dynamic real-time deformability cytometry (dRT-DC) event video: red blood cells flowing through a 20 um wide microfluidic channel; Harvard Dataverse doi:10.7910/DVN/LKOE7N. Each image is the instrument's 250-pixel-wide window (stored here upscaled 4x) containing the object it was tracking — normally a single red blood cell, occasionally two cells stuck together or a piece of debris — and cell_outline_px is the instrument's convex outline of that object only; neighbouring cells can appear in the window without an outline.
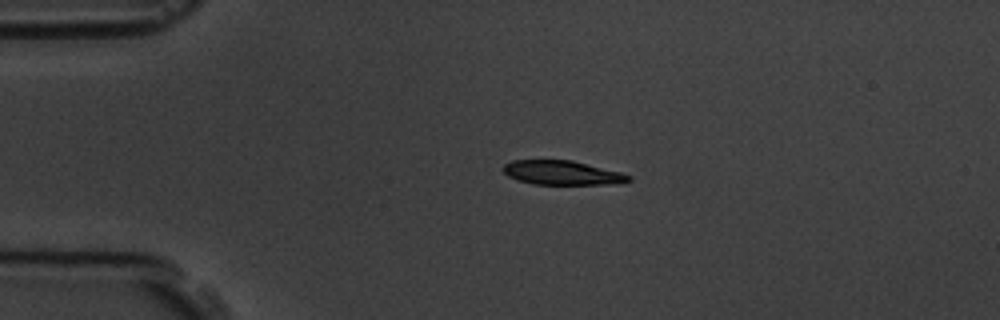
{"species": "common noctule bat (a hibernating species)", "species_latin": "Nyctalus noctula", "temperature_condition": "room temperature", "stored_images_in_passage": 2, "camera_frame_rate_fps": 3000, "um_per_image_px": 0.085, "animal": {"sex": "male", "body_mass_g": 19.5, "forearm_length_mm": 54.6}, "frame": {"image": 1, "passage_image": 1, "time_ms": 0.0, "image_size_px": [1000, 320], "cell_outline_px": [[632, 180], [616, 184], [532, 184], [516, 180], [508, 176], [500, 168], [504, 164], [512, 160], [572, 160], [620, 172], [632, 176]], "centroid_in_image_um": [47.75, 14.68], "position_along_channel_um": 37.3, "area_um2": 17.8}}